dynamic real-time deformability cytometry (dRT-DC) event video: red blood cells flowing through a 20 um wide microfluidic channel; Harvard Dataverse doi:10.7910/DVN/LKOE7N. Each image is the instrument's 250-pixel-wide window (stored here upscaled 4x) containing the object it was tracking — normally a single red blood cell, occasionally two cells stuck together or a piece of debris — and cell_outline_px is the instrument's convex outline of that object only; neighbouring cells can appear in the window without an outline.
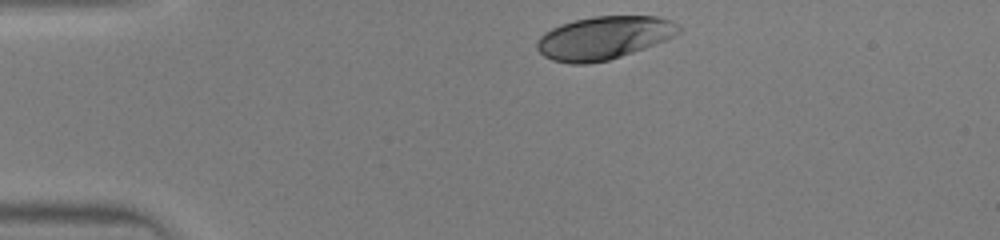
{"species": "human", "species_latin": "Homo sapiens", "temperature_condition": "warm", "stored_images_in_passage": 29, "camera_frame_rate_fps": 3000, "um_per_image_px": 0.085, "donor": {"sex": "male"}, "frame": {"image": 1, "passage_image": 1, "time_ms": 0.0, "image_size_px": [1000, 240], "cell_outline_px": [[684, 28], [680, 32], [664, 40], [644, 48], [608, 60], [588, 64], [572, 64], [552, 60], [544, 56], [536, 48], [536, 40], [544, 32], [560, 24], [592, 16], [656, 16], [672, 20], [680, 24]], "centroid_in_image_um": [51.32, 3.21], "position_along_channel_um": 33.7, "area_um2": 35.66}}
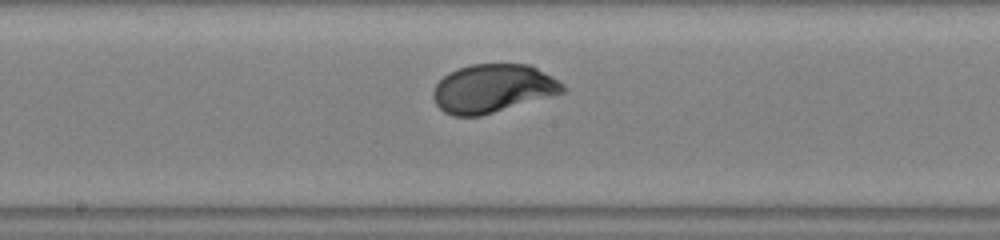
{"frame": {"image": 2, "passage_image": 16, "time_ms": 5.0, "image_size_px": [1000, 240], "cell_outline_px": [[564, 92], [480, 116], [452, 116], [444, 112], [436, 104], [432, 96], [432, 92], [436, 84], [448, 72], [456, 68], [472, 64], [532, 64], [564, 84]], "centroid_in_image_um": [41.85, 7.51], "position_along_channel_um": 206.3, "area_um2": 36.47}}
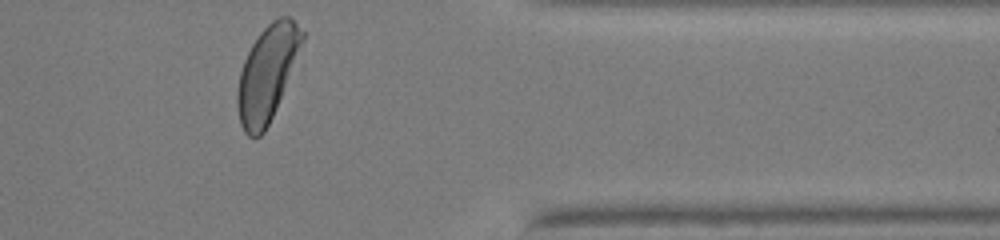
{"frame": {"image": 3, "passage_image": 29, "time_ms": 9.333, "image_size_px": [1000, 240], "cell_outline_px": [[304, 40], [272, 116], [264, 132], [260, 136], [248, 136], [244, 132], [240, 124], [236, 104], [236, 92], [240, 72], [244, 60], [252, 44], [260, 32], [272, 20], [280, 16], [288, 16], [304, 32]], "centroid_in_image_um": [22.67, 6.24], "position_along_channel_um": 388.7, "area_um2": 35.26}}